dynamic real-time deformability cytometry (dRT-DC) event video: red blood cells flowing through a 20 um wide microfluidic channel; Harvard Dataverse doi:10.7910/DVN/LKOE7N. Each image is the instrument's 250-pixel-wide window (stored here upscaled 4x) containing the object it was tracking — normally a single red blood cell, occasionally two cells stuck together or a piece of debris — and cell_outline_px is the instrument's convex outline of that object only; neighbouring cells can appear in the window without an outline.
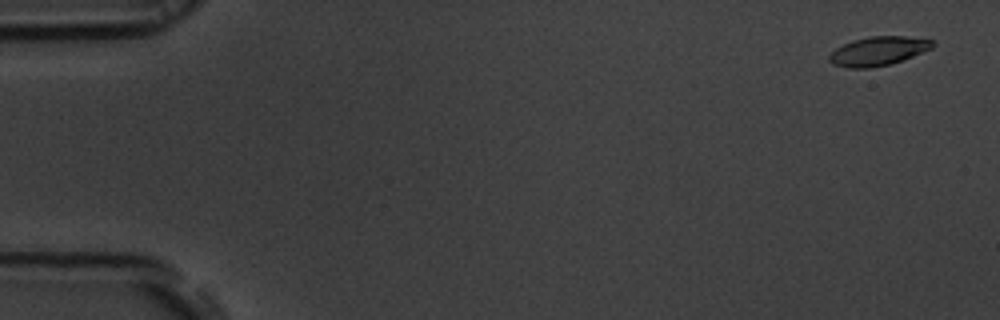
{"species": "common noctule bat (a hibernating species)", "species_latin": "Nyctalus noctula", "temperature_condition": "room temperature", "stored_images_in_passage": 12, "camera_frame_rate_fps": 3000, "um_per_image_px": 0.085, "animal": {"sex": "male", "body_mass_g": 19.5, "forearm_length_mm": 54.6}, "frame": {"image": 1, "passage_image": 3, "time_ms": 0.667, "image_size_px": [1000, 320], "cell_outline_px": [[936, 44], [932, 48], [912, 56], [888, 64], [868, 68], [848, 68], [832, 64], [828, 60], [828, 56], [836, 48], [852, 40], [868, 36], [904, 36], [936, 40]], "centroid_in_image_um": [74.64, 4.33], "position_along_channel_um": 10.4, "area_um2": 17.4}}